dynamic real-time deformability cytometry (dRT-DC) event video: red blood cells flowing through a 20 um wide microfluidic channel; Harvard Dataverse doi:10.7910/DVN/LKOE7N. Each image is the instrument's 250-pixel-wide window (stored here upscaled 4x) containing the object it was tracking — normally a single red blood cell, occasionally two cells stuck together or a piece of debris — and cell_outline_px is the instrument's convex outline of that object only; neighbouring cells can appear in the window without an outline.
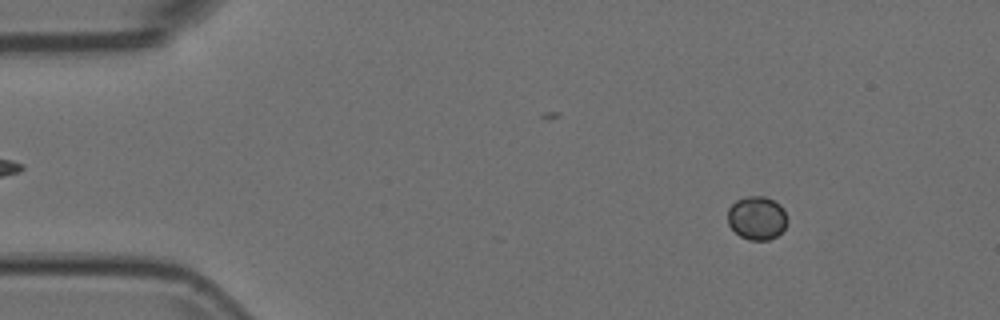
{"species": "Egyptian fruit bat (a non-hibernating species)", "species_latin": "Rousettus aegyptiacus", "temperature_condition": "room temperature", "stored_images_in_passage": 55, "segment_of_instrument_passage": [1, 2], "camera_frame_rate_fps": 3000, "um_per_image_px": 0.085, "animal": {"sex": "female"}, "frame": {"image": 1, "passage_image": 7, "time_ms": 2.0, "image_size_px": [1000, 320], "cell_outline_px": [[788, 220], [784, 228], [776, 236], [768, 240], [748, 240], [740, 236], [728, 224], [728, 208], [736, 200], [748, 196], [764, 196], [780, 204], [784, 208]], "centroid_in_image_um": [64.34, 18.52], "position_along_channel_um": 20.7, "area_um2": 15.14}}
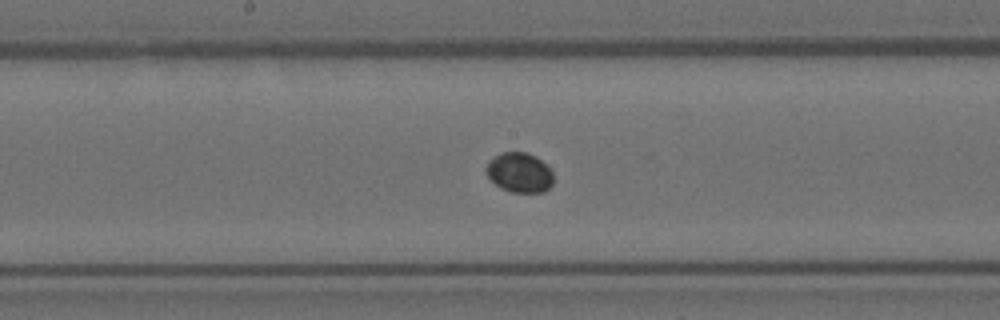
{"frame": {"image": 2, "passage_image": 28, "time_ms": 9.0, "image_size_px": [1000, 320], "cell_outline_px": [[552, 184], [544, 192], [512, 192], [500, 188], [488, 176], [484, 168], [488, 160], [500, 152], [528, 152], [536, 156], [552, 172]], "centroid_in_image_um": [44.11, 14.65], "position_along_channel_um": 204.1, "area_um2": 15.61}}
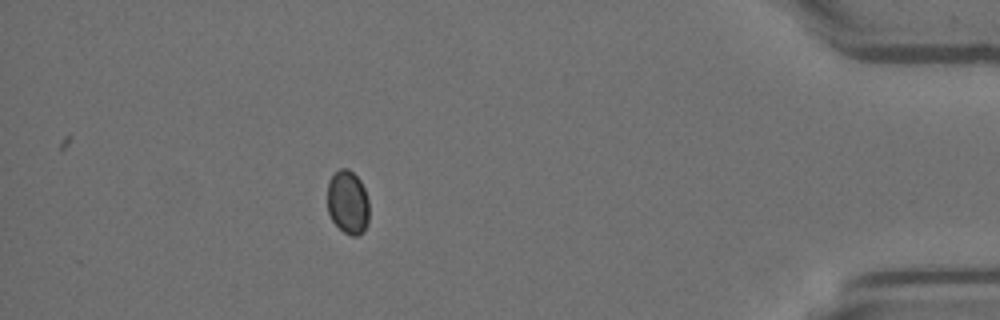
{"frame": {"image": 3, "passage_image": 48, "time_ms": 15.667, "image_size_px": [1000, 320], "cell_outline_px": [[368, 224], [364, 232], [356, 236], [352, 236], [344, 232], [332, 220], [328, 212], [328, 180], [340, 168], [348, 168], [360, 180], [364, 188], [368, 200]], "centroid_in_image_um": [29.57, 17.2], "position_along_channel_um": 405.6, "area_um2": 15.49}}